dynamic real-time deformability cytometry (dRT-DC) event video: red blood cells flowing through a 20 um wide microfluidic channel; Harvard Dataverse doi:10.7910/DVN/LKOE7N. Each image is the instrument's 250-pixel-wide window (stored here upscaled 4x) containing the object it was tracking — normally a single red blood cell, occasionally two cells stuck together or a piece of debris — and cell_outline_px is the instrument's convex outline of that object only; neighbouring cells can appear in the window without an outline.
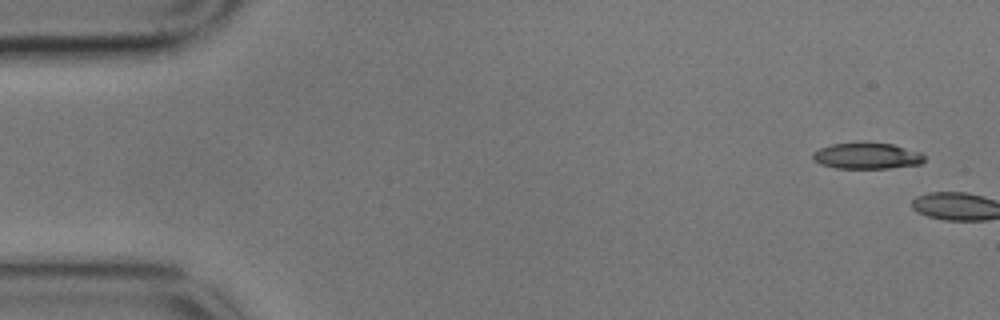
{"species": "common noctule bat (a hibernating species)", "species_latin": "Nyctalus noctula", "temperature_condition": "cold", "stored_images_in_passage": 2, "camera_frame_rate_fps": 3000, "um_per_image_px": 0.085, "animal": {"sex": "male", "body_mass_g": 17.9}, "frame": {"image": 1, "passage_image": 1, "time_ms": 0.0, "image_size_px": [1000, 320], "cell_outline_px": [[924, 160], [920, 164], [888, 168], [836, 168], [820, 164], [812, 156], [812, 152], [820, 148], [832, 144], [860, 140], [892, 144], [920, 152], [924, 156]], "centroid_in_image_um": [73.66, 13.21], "position_along_channel_um": 11.3, "area_um2": 17.34}}